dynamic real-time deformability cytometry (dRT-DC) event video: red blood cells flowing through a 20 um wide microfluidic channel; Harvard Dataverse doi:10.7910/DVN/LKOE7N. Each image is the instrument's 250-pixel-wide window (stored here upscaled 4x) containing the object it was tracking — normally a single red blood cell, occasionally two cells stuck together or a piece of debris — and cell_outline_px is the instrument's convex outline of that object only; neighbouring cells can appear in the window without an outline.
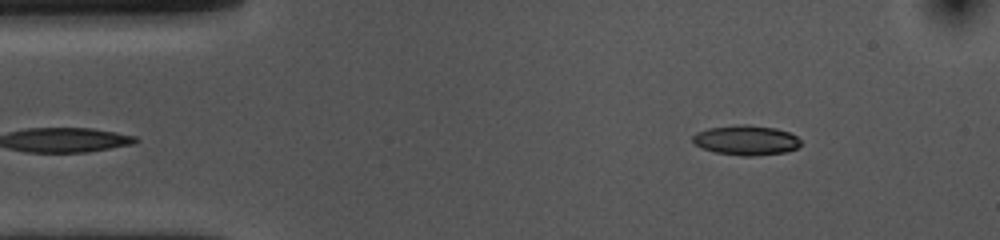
{"species": "common noctule bat (a hibernating species)", "species_latin": "Nyctalus noctula", "temperature_condition": "cold", "stored_images_in_passage": 49, "camera_frame_rate_fps": 3000, "um_per_image_px": 0.085, "animal": {"sex": "female", "body_mass_g": 10.0, "forearm_length_mm": 53.1}, "frame": {"image": 1, "passage_image": 1, "time_ms": 0.0, "image_size_px": [1000, 240], "cell_outline_px": [[800, 144], [796, 148], [784, 152], [752, 156], [744, 156], [716, 152], [704, 148], [696, 144], [692, 140], [692, 136], [696, 132], [708, 128], [736, 124], [748, 124], [776, 128], [788, 132], [796, 136], [800, 140]], "centroid_in_image_um": [63.41, 11.9], "position_along_channel_um": 21.6, "area_um2": 18.67}}
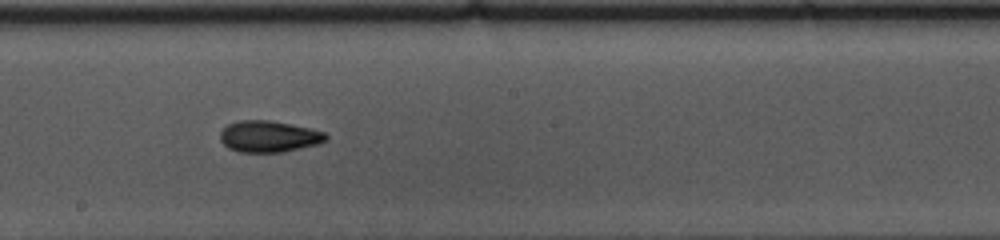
{"frame": {"image": 2, "passage_image": 23, "time_ms": 7.333, "image_size_px": [1000, 240], "cell_outline_px": [[328, 140], [316, 144], [284, 152], [240, 152], [228, 148], [220, 140], [220, 132], [228, 124], [240, 120], [268, 120], [312, 128], [324, 132], [328, 136]], "centroid_in_image_um": [22.86, 11.6], "position_along_channel_um": 225.3, "area_um2": 19.36}}
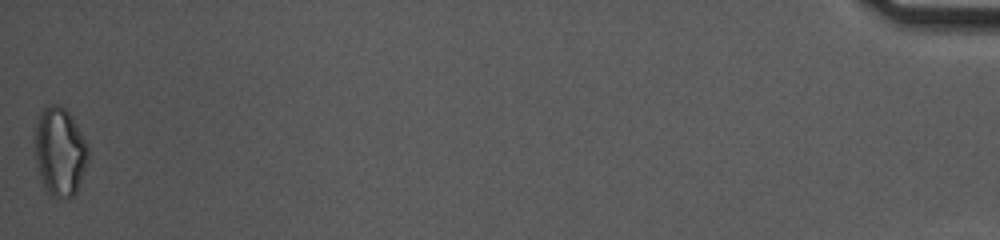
{"frame": {"image": 3, "passage_image": 49, "time_ms": 16.0, "image_size_px": [1000, 240], "cell_outline_px": [[88, 156], [76, 192], [72, 196], [56, 200], [48, 192], [40, 176], [36, 160], [36, 128], [40, 112], [44, 108], [52, 104], [60, 104], [72, 116], [88, 144]], "centroid_in_image_um": [5.1, 12.88], "position_along_channel_um": 430.1, "area_um2": 27.05}, "authors_computed_cell_mechanics": {"area_um2": 19.074, "velocity_mm_per_s": 3.5619, "shape_relaxation_time_tau1_ms": 7.3034, "shape_relaxation_time_tau2_ms": 5.0303, "deformation_change_tau1": 0.1335, "deformation_change_tau2": 0.1154}}